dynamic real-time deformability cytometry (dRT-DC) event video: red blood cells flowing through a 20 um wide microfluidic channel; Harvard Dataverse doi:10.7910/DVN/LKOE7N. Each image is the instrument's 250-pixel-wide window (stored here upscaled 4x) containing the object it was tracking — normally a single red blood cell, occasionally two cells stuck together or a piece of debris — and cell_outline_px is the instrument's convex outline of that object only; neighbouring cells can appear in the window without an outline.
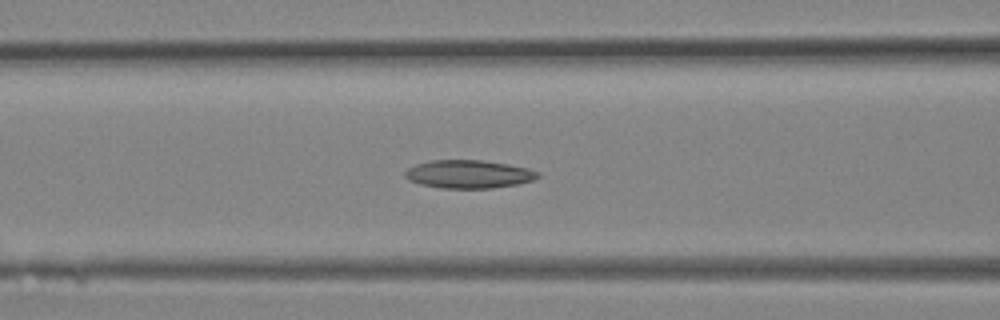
{"species": "Egyptian fruit bat (a non-hibernating species)", "species_latin": "Rousettus aegyptiacus", "temperature_condition": "room temperature", "stored_images_in_passage": 28, "camera_frame_rate_fps": 3000, "um_per_image_px": 0.085, "animal": {"sex": "female"}, "frame": {"image": 1, "passage_image": 10, "time_ms": 3.0, "image_size_px": [1000, 320], "cell_outline_px": [[540, 176], [532, 180], [516, 184], [492, 188], [440, 188], [420, 184], [408, 180], [404, 176], [404, 172], [408, 168], [416, 164], [432, 160], [484, 160], [508, 164], [528, 168], [540, 172]], "centroid_in_image_um": [39.82, 14.8], "position_along_channel_um": 126.8, "area_um2": 21.85}}
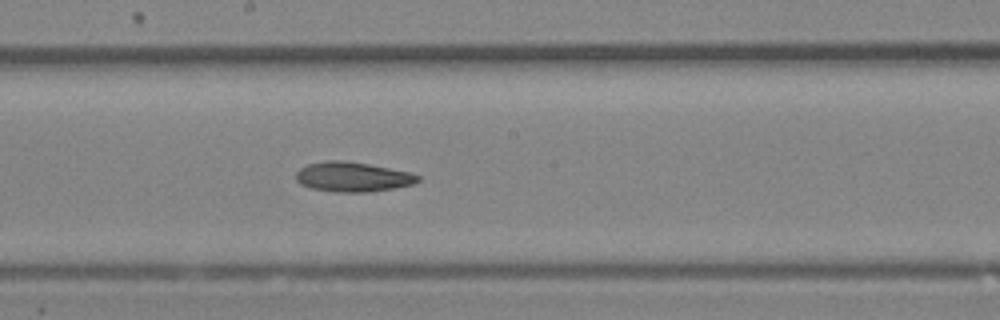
{"frame": {"image": 2, "passage_image": 14, "time_ms": 4.333, "image_size_px": [1000, 320], "cell_outline_px": [[420, 180], [412, 184], [392, 188], [368, 192], [336, 192], [312, 188], [300, 184], [296, 180], [296, 172], [300, 168], [308, 164], [328, 160], [344, 160], [368, 164], [408, 172], [420, 176]], "centroid_in_image_um": [29.94, 15.03], "position_along_channel_um": 218.3, "area_um2": 20.92}}
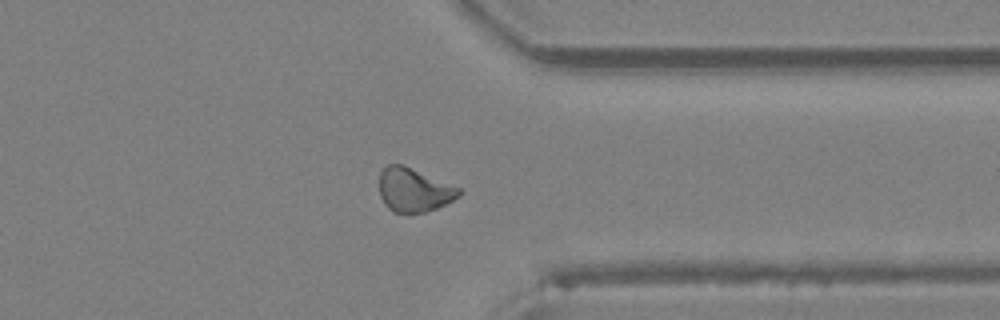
{"frame": {"image": 3, "passage_image": 21, "time_ms": 6.667, "image_size_px": [1000, 320], "cell_outline_px": [[460, 196], [436, 208], [424, 212], [392, 212], [384, 204], [380, 196], [380, 172], [388, 164], [400, 164], [460, 188]], "centroid_in_image_um": [35.15, 16.16], "position_along_channel_um": 376.3, "area_um2": 19.83}}